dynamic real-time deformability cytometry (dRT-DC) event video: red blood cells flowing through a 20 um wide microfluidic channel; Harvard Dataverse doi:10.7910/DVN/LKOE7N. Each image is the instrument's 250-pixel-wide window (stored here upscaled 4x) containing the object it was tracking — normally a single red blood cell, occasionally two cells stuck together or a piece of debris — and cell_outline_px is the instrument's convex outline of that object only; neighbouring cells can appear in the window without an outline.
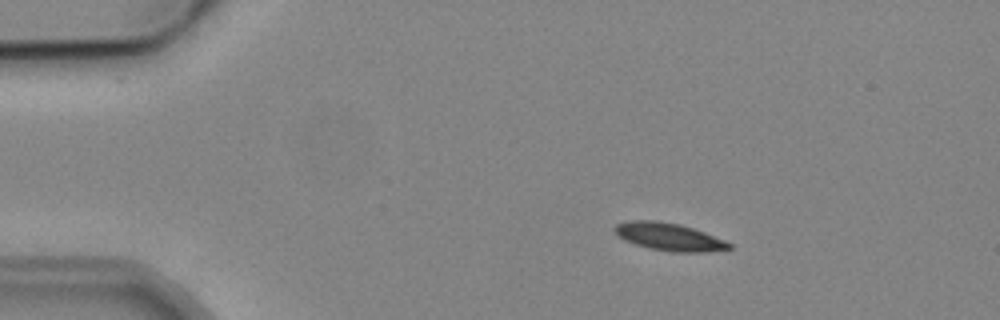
{"species": "common noctule bat (a hibernating species)", "species_latin": "Nyctalus noctula", "temperature_condition": "cold", "stored_images_in_passage": 4, "camera_frame_rate_fps": 3000, "um_per_image_px": 0.085, "animal": {"sex": "male", "body_mass_g": 19.2, "forearm_length_mm": 51.8}, "frame": {"image": 1, "passage_image": 2, "time_ms": 1.0, "image_size_px": [1000, 320], "cell_outline_px": [[732, 248], [708, 252], [672, 252], [652, 248], [636, 244], [624, 240], [612, 228], [616, 224], [632, 220], [656, 220], [680, 224], [704, 232], [724, 240], [732, 244]], "centroid_in_image_um": [56.88, 20.12], "position_along_channel_um": 28.1, "area_um2": 18.26}}